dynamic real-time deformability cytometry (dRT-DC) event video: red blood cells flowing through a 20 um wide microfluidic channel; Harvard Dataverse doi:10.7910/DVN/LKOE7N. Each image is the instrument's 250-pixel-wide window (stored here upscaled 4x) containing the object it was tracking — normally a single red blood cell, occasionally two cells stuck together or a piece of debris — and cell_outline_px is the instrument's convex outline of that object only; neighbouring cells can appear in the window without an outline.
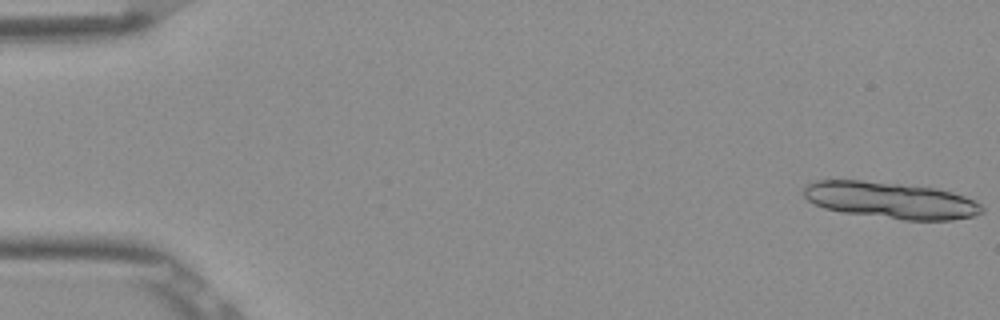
{"species": "Egyptian fruit bat (a non-hibernating species)", "species_latin": "Rousettus aegyptiacus", "temperature_condition": "room temperature", "stored_images_in_passage": 6, "camera_frame_rate_fps": 3000, "um_per_image_px": 0.085, "frame": {"image": 1, "passage_image": 1, "time_ms": 0.0, "image_size_px": [1000, 320], "cell_outline_px": [[984, 212], [976, 216], [952, 220], [904, 220], [844, 212], [824, 208], [808, 200], [804, 196], [804, 184], [816, 180], [860, 180], [900, 184], [936, 188], [952, 192], [976, 200], [984, 208]], "centroid_in_image_um": [75.74, 17.02], "position_along_channel_um": 9.3, "area_um2": 38.03}}